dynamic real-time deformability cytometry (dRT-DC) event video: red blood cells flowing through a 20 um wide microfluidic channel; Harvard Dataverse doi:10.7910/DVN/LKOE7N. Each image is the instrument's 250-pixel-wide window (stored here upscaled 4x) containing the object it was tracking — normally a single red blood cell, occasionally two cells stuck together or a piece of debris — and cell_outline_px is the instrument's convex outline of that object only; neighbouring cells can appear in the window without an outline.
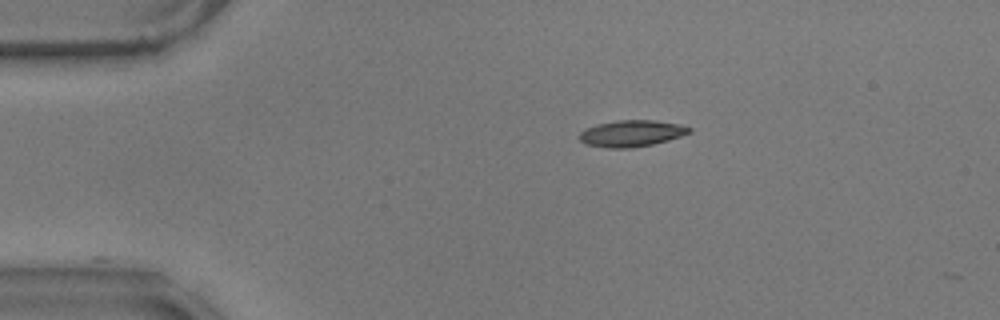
{"species": "common noctule bat (a hibernating species)", "species_latin": "Nyctalus noctula", "temperature_condition": "warm", "stored_images_in_passage": 45, "camera_frame_rate_fps": 3000, "um_per_image_px": 0.085, "animal": {"sex": "male", "body_mass_g": 17.9}, "frame": {"image": 1, "passage_image": 1, "time_ms": 0.0, "image_size_px": [1000, 320], "cell_outline_px": [[692, 132], [668, 140], [652, 144], [632, 148], [608, 148], [588, 144], [580, 140], [580, 132], [584, 128], [596, 124], [616, 120], [656, 120], [680, 124], [692, 128]], "centroid_in_image_um": [53.69, 11.33], "position_along_channel_um": 31.3, "area_um2": 16.99}}
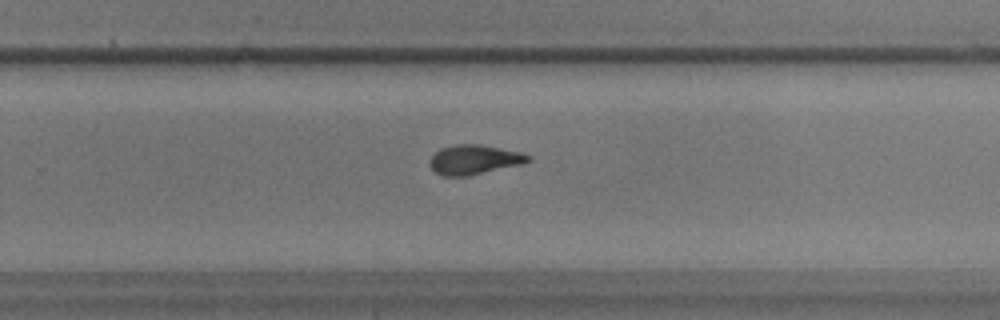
{"frame": {"image": 2, "passage_image": 27, "time_ms": 8.667, "image_size_px": [1000, 320], "cell_outline_px": [[532, 160], [524, 164], [468, 176], [444, 176], [436, 172], [428, 164], [428, 160], [440, 148], [456, 144], [480, 144], [520, 152], [528, 156]], "centroid_in_image_um": [40.3, 13.57], "position_along_channel_um": 289.5, "area_um2": 16.99}}
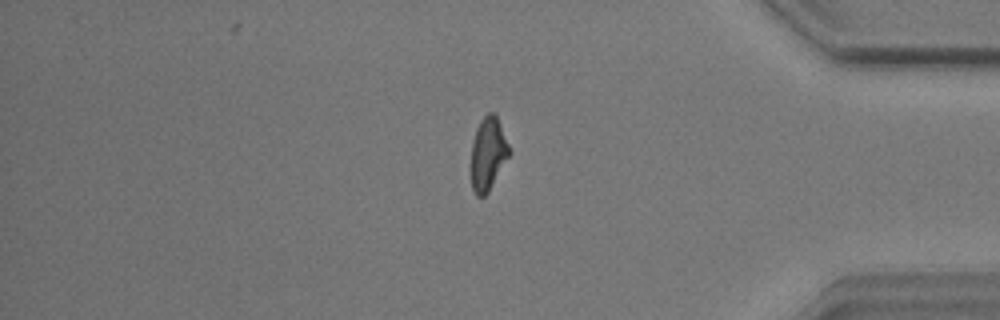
{"frame": {"image": 3, "passage_image": 38, "time_ms": 12.333, "image_size_px": [1000, 320], "cell_outline_px": [[512, 152], [488, 192], [484, 196], [476, 196], [472, 188], [472, 144], [476, 128], [480, 120], [488, 112], [492, 112], [496, 116]], "centroid_in_image_um": [41.5, 13.07], "position_along_channel_um": 393.7, "area_um2": 16.07}}